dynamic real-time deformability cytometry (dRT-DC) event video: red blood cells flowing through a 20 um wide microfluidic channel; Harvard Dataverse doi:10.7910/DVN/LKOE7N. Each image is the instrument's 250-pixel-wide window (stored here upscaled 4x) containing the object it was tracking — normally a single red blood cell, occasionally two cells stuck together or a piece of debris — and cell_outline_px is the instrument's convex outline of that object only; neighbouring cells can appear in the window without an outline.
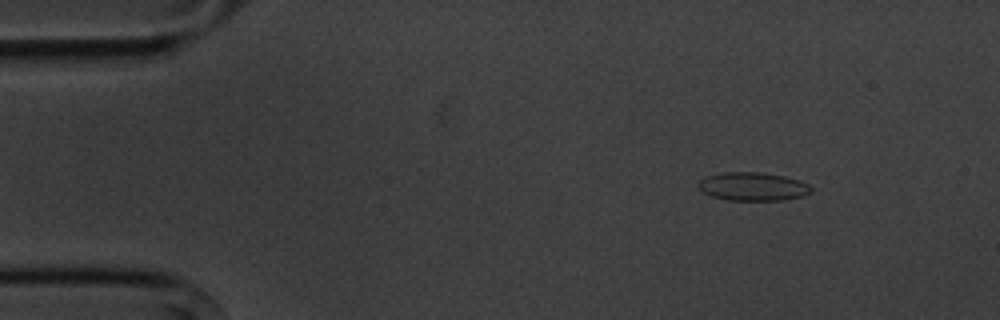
{"species": "common noctule bat (a hibernating species)", "species_latin": "Nyctalus noctula", "temperature_condition": "cold", "stored_images_in_passage": 5, "camera_frame_rate_fps": 3000, "um_per_image_px": 0.085, "animal": {"sex": "male", "body_mass_g": 20.1, "forearm_length_mm": 53.5}, "frame": {"image": 1, "passage_image": 2, "time_ms": 1.0, "image_size_px": [1000, 320], "cell_outline_px": [[812, 192], [804, 196], [784, 200], [728, 200], [712, 196], [704, 192], [700, 188], [700, 180], [708, 176], [724, 172], [760, 172], [784, 176], [800, 180], [808, 184], [812, 188]], "centroid_in_image_um": [64.06, 15.86], "position_along_channel_um": 20.9, "area_um2": 18.55}}